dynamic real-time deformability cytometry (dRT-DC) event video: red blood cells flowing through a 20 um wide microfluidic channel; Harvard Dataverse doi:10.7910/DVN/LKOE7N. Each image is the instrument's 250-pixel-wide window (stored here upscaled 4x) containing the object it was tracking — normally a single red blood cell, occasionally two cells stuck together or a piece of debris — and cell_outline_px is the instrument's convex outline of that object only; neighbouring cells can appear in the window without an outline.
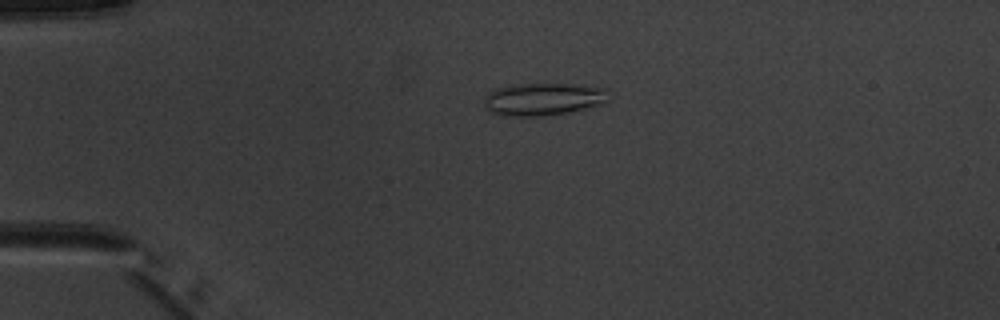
{"species": "common noctule bat (a hibernating species)", "species_latin": "Nyctalus noctula", "temperature_condition": "warm", "stored_images_in_passage": 6, "camera_frame_rate_fps": 3000, "um_per_image_px": 0.085, "animal": {"sex": "male", "body_mass_g": 20.1, "forearm_length_mm": 53.5}, "frame": {"image": 1, "passage_image": 4, "time_ms": 3.333, "image_size_px": [1000, 320], "cell_outline_px": [[608, 100], [604, 104], [568, 112], [544, 116], [504, 116], [492, 112], [484, 108], [484, 96], [488, 92], [496, 88], [520, 84], [572, 84], [608, 88]], "centroid_in_image_um": [46.18, 8.43], "position_along_channel_um": 38.8, "area_um2": 23.81}}
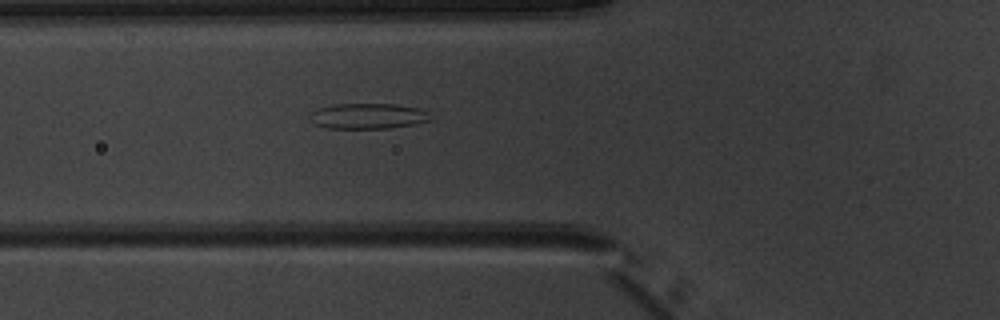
{"frame": {"image": 2, "passage_image": 6, "time_ms": 5.667, "image_size_px": [1000, 320], "cell_outline_px": [[432, 120], [412, 124], [388, 128], [324, 128], [316, 124], [308, 116], [316, 108], [332, 104], [396, 104], [420, 108], [428, 112]], "centroid_in_image_um": [31.26, 9.85], "position_along_channel_um": 94.5, "area_um2": 17.98}}